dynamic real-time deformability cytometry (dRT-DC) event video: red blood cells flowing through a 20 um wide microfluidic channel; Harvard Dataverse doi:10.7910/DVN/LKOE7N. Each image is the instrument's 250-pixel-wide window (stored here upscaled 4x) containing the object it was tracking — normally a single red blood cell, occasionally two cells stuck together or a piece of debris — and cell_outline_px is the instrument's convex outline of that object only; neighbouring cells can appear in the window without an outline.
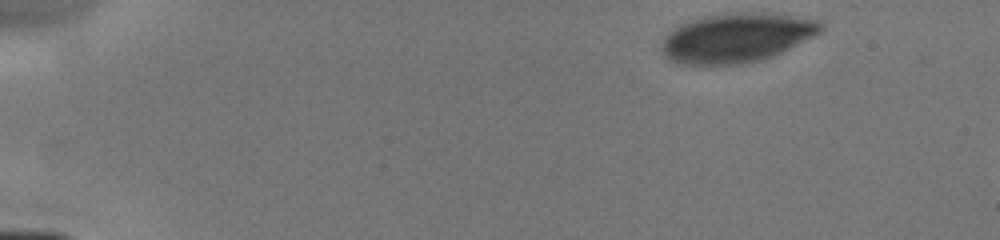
{"species": "human", "species_latin": "Homo sapiens", "temperature_condition": "cold", "stored_images_in_passage": 4, "camera_frame_rate_fps": 3000, "um_per_image_px": 0.085, "donor": {"sex": "male"}, "frame": {"image": 1, "passage_image": 1, "time_ms": 0.0, "image_size_px": [1000, 240], "cell_outline_px": [[824, 28], [820, 32], [772, 56], [760, 60], [740, 64], [704, 68], [680, 64], [668, 60], [664, 56], [660, 48], [664, 36], [668, 32], [680, 24], [688, 20], [700, 16], [728, 12], [768, 12], [816, 20], [824, 24]], "centroid_in_image_um": [62.49, 3.23], "position_along_channel_um": 22.5, "area_um2": 46.7}}